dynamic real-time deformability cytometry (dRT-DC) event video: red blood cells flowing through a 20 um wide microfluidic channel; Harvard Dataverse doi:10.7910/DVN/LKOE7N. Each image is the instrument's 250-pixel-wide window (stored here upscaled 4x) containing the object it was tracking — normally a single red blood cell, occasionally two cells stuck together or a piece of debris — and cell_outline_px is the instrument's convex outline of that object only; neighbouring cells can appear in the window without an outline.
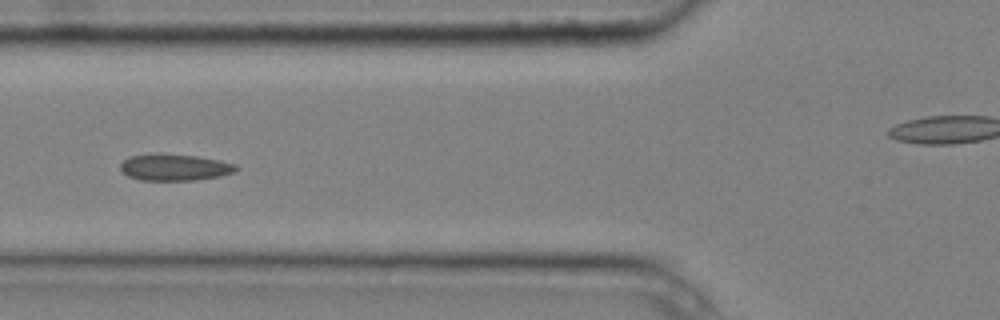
{"species": "common noctule bat (a hibernating species)", "species_latin": "Nyctalus noctula", "temperature_condition": "cold", "stored_images_in_passage": 9, "camera_frame_rate_fps": 3000, "um_per_image_px": 0.085, "animal": {"sex": "male", "body_mass_g": 20.4}, "frame": {"image": 1, "passage_image": 7, "time_ms": 2.0, "image_size_px": [1000, 320], "cell_outline_px": [[240, 168], [236, 172], [220, 176], [192, 180], [140, 180], [128, 176], [120, 168], [120, 164], [128, 156], [156, 152], [196, 156], [220, 160], [236, 164]], "centroid_in_image_um": [14.85, 14.2], "position_along_channel_um": 111.0, "area_um2": 18.21}}
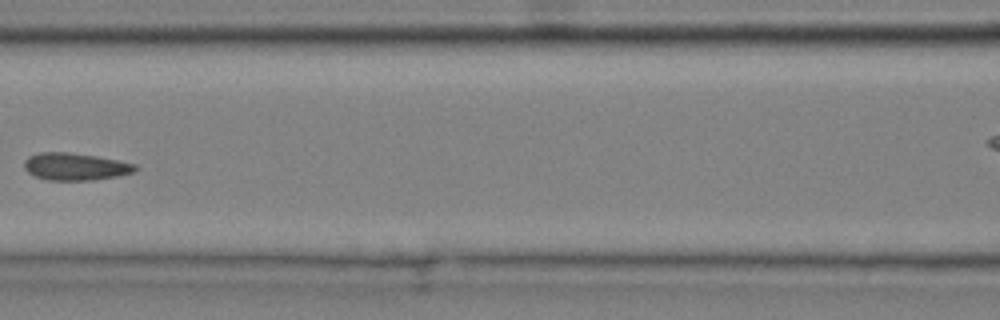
{"frame": {"image": 2, "passage_image": 8, "time_ms": 2.333, "image_size_px": [1000, 320], "cell_outline_px": [[140, 168], [132, 172], [116, 176], [92, 180], [48, 180], [36, 176], [28, 172], [24, 168], [24, 160], [28, 156], [40, 152], [68, 152], [96, 156], [136, 164]], "centroid_in_image_um": [6.38, 14.15], "position_along_channel_um": 160.2, "area_um2": 17.57}}
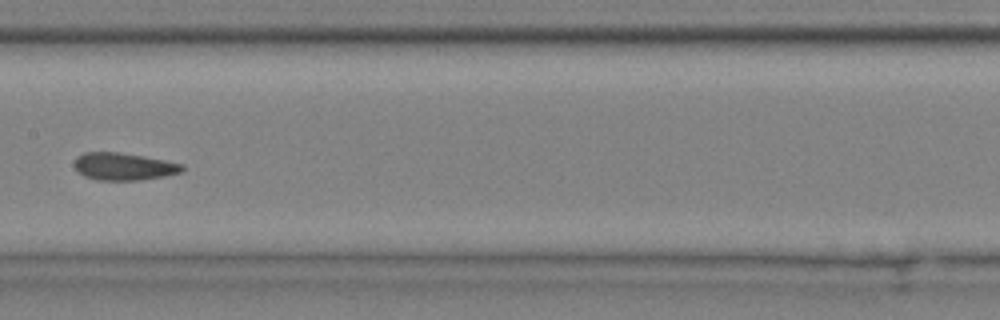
{"frame": {"image": 3, "passage_image": 9, "time_ms": 2.667, "image_size_px": [1000, 320], "cell_outline_px": [[184, 168], [180, 172], [164, 176], [140, 180], [96, 180], [84, 176], [76, 168], [76, 156], [84, 152], [116, 152], [144, 156], [184, 164]], "centroid_in_image_um": [10.52, 14.15], "position_along_channel_um": 196.9, "area_um2": 17.05}}